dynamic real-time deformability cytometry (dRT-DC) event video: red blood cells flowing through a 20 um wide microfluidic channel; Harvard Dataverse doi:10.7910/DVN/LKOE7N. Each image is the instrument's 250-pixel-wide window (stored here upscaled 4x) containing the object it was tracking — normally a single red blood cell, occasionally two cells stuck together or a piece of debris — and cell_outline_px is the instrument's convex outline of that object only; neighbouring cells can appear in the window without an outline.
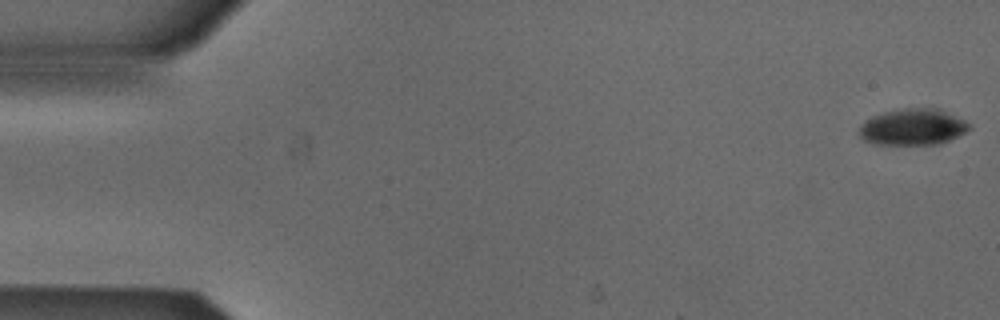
{"species": "Egyptian fruit bat (a non-hibernating species)", "species_latin": "Rousettus aegyptiacus", "temperature_condition": "cold", "stored_images_in_passage": 10, "camera_frame_rate_fps": 3000, "um_per_image_px": 0.085, "animal": {"sex": "male"}, "frame": {"image": 1, "passage_image": 1, "time_ms": 0.0, "image_size_px": [1000, 320], "cell_outline_px": [[972, 128], [940, 144], [876, 144], [864, 140], [860, 136], [860, 124], [864, 120], [872, 116], [884, 112], [900, 108], [940, 108], [964, 120]], "centroid_in_image_um": [77.57, 10.78], "position_along_channel_um": 7.4, "area_um2": 23.24}}